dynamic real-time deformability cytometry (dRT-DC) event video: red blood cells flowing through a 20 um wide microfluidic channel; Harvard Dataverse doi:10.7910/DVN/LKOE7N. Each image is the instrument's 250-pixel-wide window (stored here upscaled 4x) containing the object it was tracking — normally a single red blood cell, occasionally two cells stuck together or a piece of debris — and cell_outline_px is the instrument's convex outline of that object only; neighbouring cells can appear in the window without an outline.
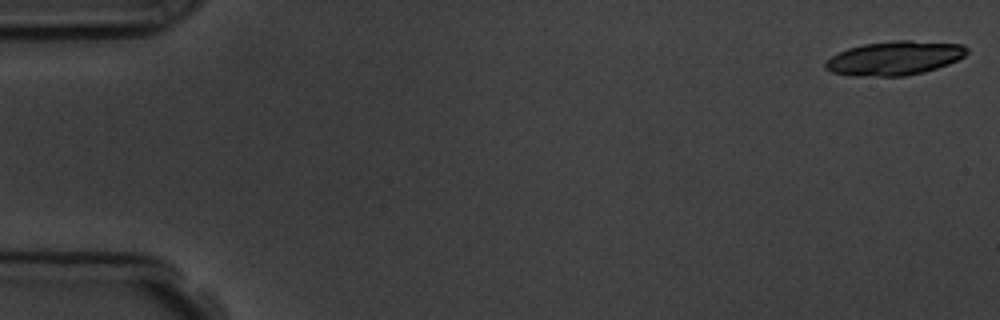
{"species": "common noctule bat (a hibernating species)", "species_latin": "Nyctalus noctula", "temperature_condition": "room temperature", "stored_images_in_passage": 4, "camera_frame_rate_fps": 3000, "um_per_image_px": 0.085, "animal": {"sex": "male", "body_mass_g": 19.5, "forearm_length_mm": 54.6}, "frame": {"image": 1, "passage_image": 1, "time_ms": 0.0, "image_size_px": [1000, 320], "cell_outline_px": [[968, 52], [964, 56], [948, 64], [924, 72], [904, 76], [852, 76], [832, 72], [824, 68], [824, 64], [832, 56], [848, 48], [864, 44], [896, 40], [908, 40], [964, 44], [968, 48]], "centroid_in_image_um": [76.05, 4.94], "position_along_channel_um": 9.0, "area_um2": 27.98}}